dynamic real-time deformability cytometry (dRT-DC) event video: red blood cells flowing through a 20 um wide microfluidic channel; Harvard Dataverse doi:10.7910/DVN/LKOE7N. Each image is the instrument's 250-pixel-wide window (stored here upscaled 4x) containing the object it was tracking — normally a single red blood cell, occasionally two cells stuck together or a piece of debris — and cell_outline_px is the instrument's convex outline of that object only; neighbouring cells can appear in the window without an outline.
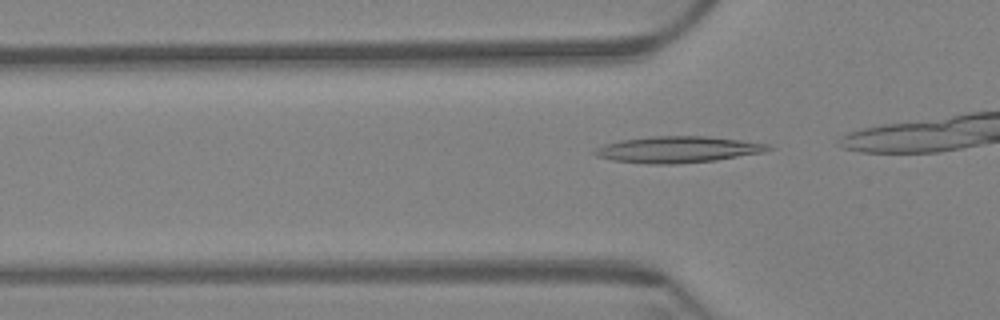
{"species": "Egyptian fruit bat (a non-hibernating species)", "species_latin": "Rousettus aegyptiacus", "temperature_condition": "warm", "stored_images_in_passage": 9, "camera_frame_rate_fps": 3000, "um_per_image_px": 0.085, "animal": {"sex": "female"}, "frame": {"image": 1, "passage_image": 2, "time_ms": 0.333, "image_size_px": [1000, 320], "cell_outline_px": [[776, 148], [764, 152], [716, 160], [676, 164], [648, 164], [612, 160], [596, 156], [592, 152], [596, 148], [604, 144], [620, 140], [652, 136], [708, 136], [740, 140], [768, 144]], "centroid_in_image_um": [57.61, 12.71], "position_along_channel_um": 68.2, "area_um2": 26.76}}
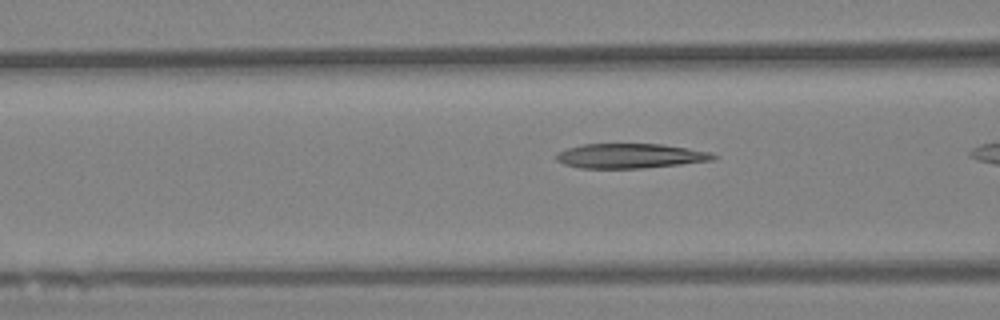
{"frame": {"image": 2, "passage_image": 6, "time_ms": 1.667, "image_size_px": [1000, 320], "cell_outline_px": [[720, 156], [712, 160], [680, 164], [644, 168], [580, 168], [564, 164], [556, 160], [556, 152], [568, 148], [584, 144], [660, 144], [712, 152]], "centroid_in_image_um": [53.57, 13.25], "position_along_channel_um": 113.0, "area_um2": 22.54}}